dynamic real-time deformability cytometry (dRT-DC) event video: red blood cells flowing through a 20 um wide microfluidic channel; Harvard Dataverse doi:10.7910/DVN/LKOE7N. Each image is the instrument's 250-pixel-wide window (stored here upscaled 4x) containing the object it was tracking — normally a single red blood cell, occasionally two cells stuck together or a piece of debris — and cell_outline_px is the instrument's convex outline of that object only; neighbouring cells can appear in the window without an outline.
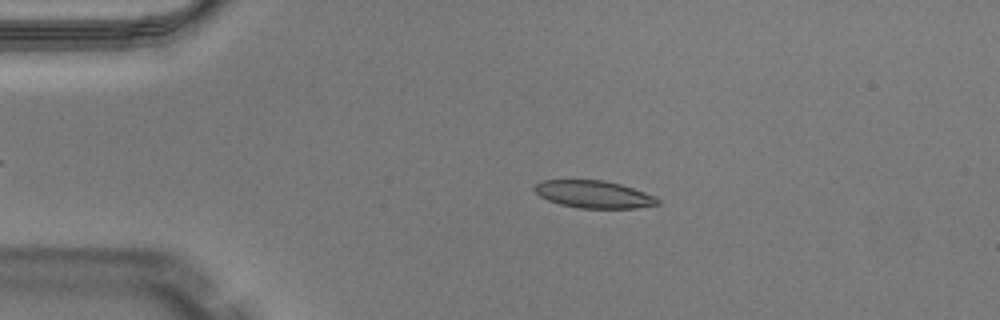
{"species": "Egyptian fruit bat (a non-hibernating species)", "species_latin": "Rousettus aegyptiacus", "temperature_condition": "warm", "stored_images_in_passage": 49, "camera_frame_rate_fps": 3000, "um_per_image_px": 0.085, "animal": {"sex": "male"}, "frame": {"image": 1, "passage_image": 10, "time_ms": 3.0, "image_size_px": [1000, 320], "cell_outline_px": [[660, 204], [636, 208], [580, 208], [560, 204], [548, 200], [540, 196], [532, 188], [540, 180], [604, 180], [620, 184], [644, 192], [660, 200]], "centroid_in_image_um": [50.44, 16.51], "position_along_channel_um": 34.6, "area_um2": 19.54}}
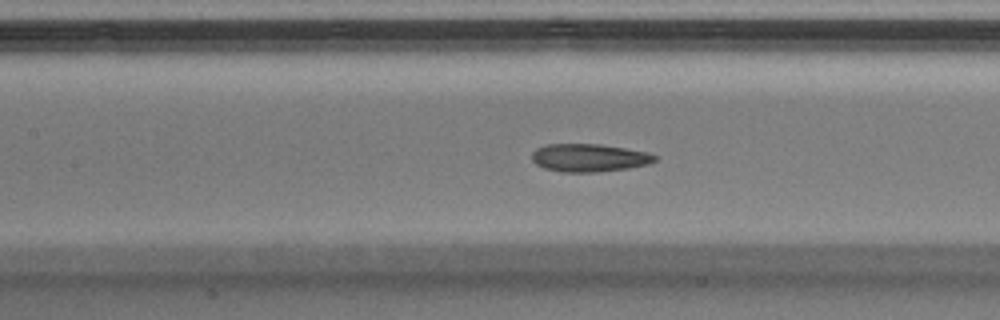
{"frame": {"image": 2, "passage_image": 22, "time_ms": 7.0, "image_size_px": [1000, 320], "cell_outline_px": [[656, 160], [648, 164], [628, 168], [596, 172], [560, 172], [544, 168], [536, 164], [532, 160], [532, 152], [536, 148], [548, 144], [600, 144], [648, 152], [656, 156]], "centroid_in_image_um": [50.05, 13.41], "position_along_channel_um": 157.4, "area_um2": 20.0}}
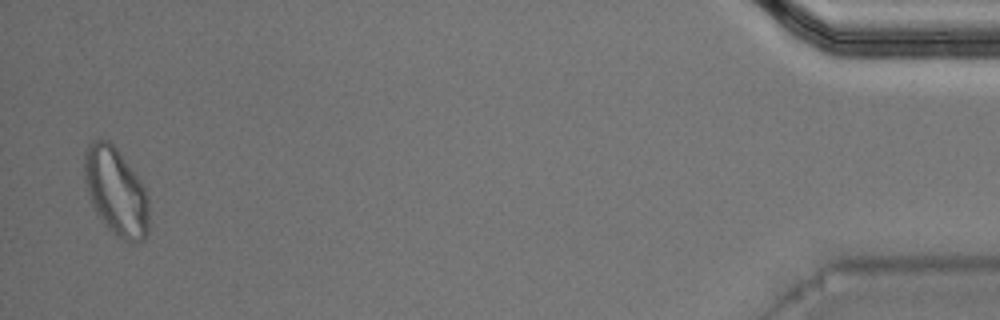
{"frame": {"image": 3, "passage_image": 48, "time_ms": 15.667, "image_size_px": [1000, 320], "cell_outline_px": [[148, 232], [144, 240], [124, 240], [116, 236], [108, 228], [96, 212], [92, 204], [84, 180], [84, 148], [88, 144], [96, 140], [108, 140], [116, 148], [140, 180], [144, 188], [148, 200]], "centroid_in_image_um": [9.84, 16.26], "position_along_channel_um": 425.4, "area_um2": 32.6}, "authors_computed_cell_mechanics": {"area_um2": 20.3456, "velocity_mm_per_s": 4.08, "shape_relaxation_time_tau1_ms": null, "shape_relaxation_time_tau2_ms": 2.7281, "deformation_change_tau1": null, "deformation_change_tau2": 0.0976}}